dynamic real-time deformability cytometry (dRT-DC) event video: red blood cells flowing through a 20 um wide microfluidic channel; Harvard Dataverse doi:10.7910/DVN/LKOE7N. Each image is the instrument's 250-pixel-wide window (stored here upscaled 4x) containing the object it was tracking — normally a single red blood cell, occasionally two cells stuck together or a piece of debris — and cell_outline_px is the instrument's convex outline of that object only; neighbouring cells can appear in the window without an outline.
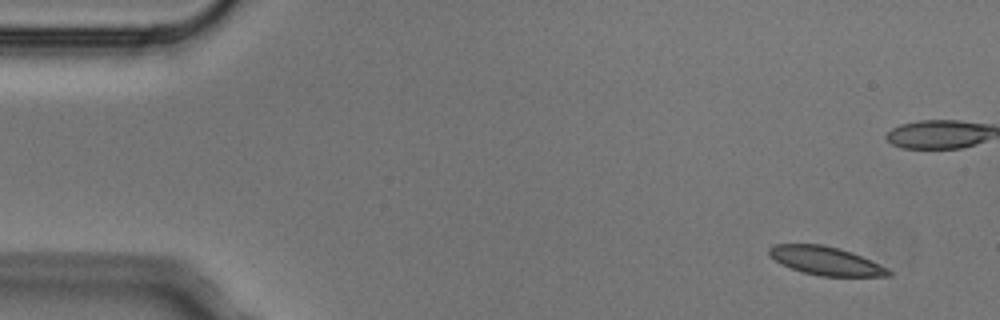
{"species": "Egyptian fruit bat (a non-hibernating species)", "species_latin": "Rousettus aegyptiacus", "temperature_condition": "cold", "stored_images_in_passage": 5, "camera_frame_rate_fps": 3000, "um_per_image_px": 0.085, "animal": {"sex": "male"}, "frame": {"image": 1, "passage_image": 1, "time_ms": 0.0, "image_size_px": [1000, 320], "cell_outline_px": [[892, 276], [820, 276], [804, 272], [780, 264], [768, 256], [768, 248], [772, 244], [824, 244], [852, 252], [888, 268], [892, 272]], "centroid_in_image_um": [70.16, 22.16], "position_along_channel_um": 14.8, "area_um2": 19.88}}
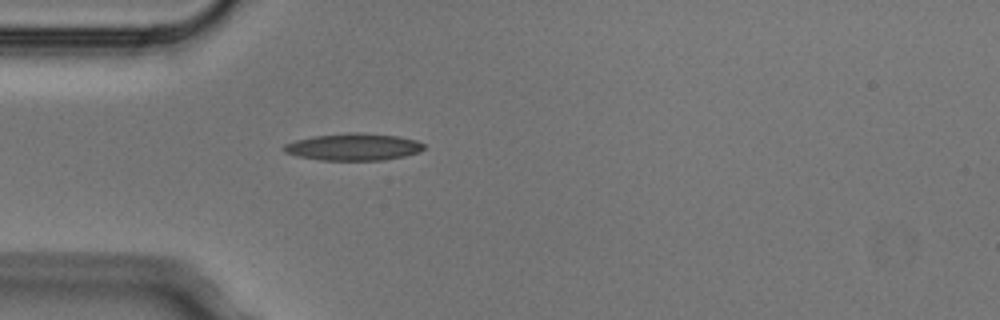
{"frame": {"image": 2, "passage_image": 5, "time_ms": 1.333, "image_size_px": [1000, 320], "cell_outline_px": [[424, 148], [420, 152], [404, 156], [384, 160], [320, 160], [296, 156], [284, 152], [284, 144], [296, 140], [312, 136], [352, 132], [356, 132], [396, 136], [416, 140], [424, 144]], "centroid_in_image_um": [30.03, 12.49], "position_along_channel_um": 55.0, "area_um2": 22.02}}